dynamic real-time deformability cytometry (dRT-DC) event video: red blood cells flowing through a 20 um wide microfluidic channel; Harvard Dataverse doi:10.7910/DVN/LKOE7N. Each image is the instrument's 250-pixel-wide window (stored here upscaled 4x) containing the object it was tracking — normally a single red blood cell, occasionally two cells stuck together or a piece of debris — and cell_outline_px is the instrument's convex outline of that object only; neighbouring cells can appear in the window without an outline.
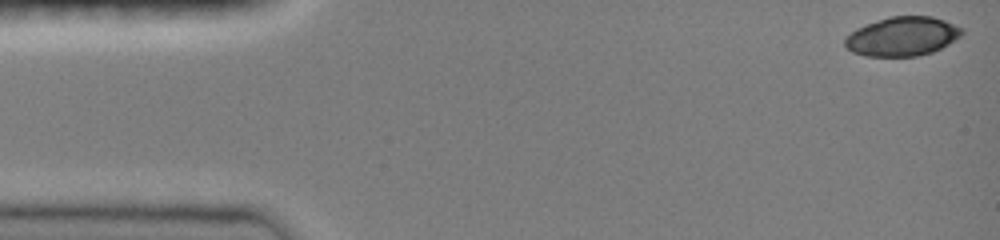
{"species": "common noctule bat (a hibernating species)", "species_latin": "Nyctalus noctula", "temperature_condition": "room temperature", "stored_images_in_passage": 44, "camera_frame_rate_fps": 3000, "um_per_image_px": 0.085, "animal": {"sex": "female", "body_mass_g": 19.0, "forearm_length_mm": 51.5}, "frame": {"image": 1, "passage_image": 1, "time_ms": 0.0, "image_size_px": [1000, 240], "cell_outline_px": [[964, 32], [960, 36], [948, 44], [932, 52], [916, 56], [864, 56], [852, 52], [844, 44], [844, 40], [856, 28], [888, 16], [932, 16], [944, 20], [964, 28]], "centroid_in_image_um": [76.71, 3.09], "position_along_channel_um": 8.3, "area_um2": 26.59}}
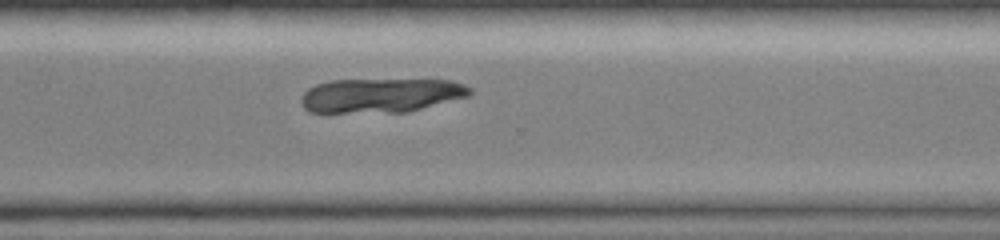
{"frame": {"image": 2, "passage_image": 34, "time_ms": 11.0, "image_size_px": [1000, 240], "cell_outline_px": [[472, 92], [468, 96], [408, 112], [308, 112], [304, 108], [300, 100], [300, 96], [308, 88], [316, 84], [328, 80], [452, 80], [464, 84], [472, 88]], "centroid_in_image_um": [32.35, 8.1], "position_along_channel_um": 338.2, "area_um2": 33.76}}
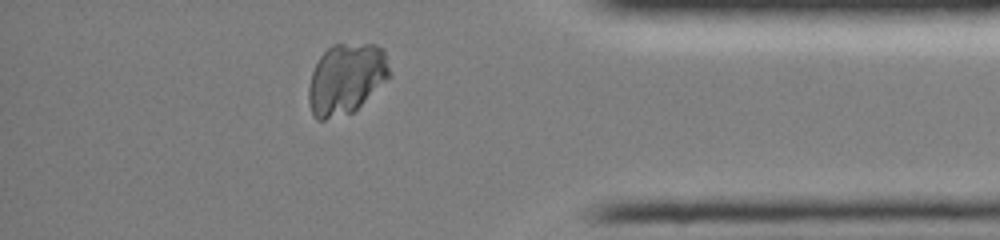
{"frame": {"image": 3, "passage_image": 40, "time_ms": 13.0, "image_size_px": [1000, 240], "cell_outline_px": [[392, 76], [352, 112], [324, 120], [316, 120], [312, 116], [308, 100], [308, 88], [312, 72], [320, 56], [332, 44], [376, 44], [384, 48], [392, 72]], "centroid_in_image_um": [29.44, 6.68], "position_along_channel_um": 405.8, "area_um2": 33.64}}